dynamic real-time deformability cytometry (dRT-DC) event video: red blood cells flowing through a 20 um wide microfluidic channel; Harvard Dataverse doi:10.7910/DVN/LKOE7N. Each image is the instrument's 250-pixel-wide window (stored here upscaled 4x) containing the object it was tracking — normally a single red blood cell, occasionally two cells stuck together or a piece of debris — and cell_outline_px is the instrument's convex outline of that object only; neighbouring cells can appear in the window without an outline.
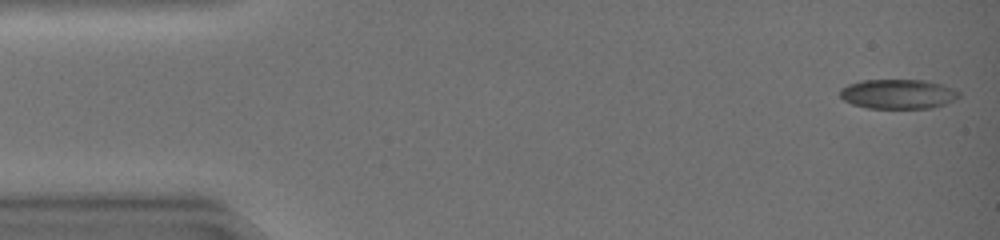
{"species": "common noctule bat (a hibernating species)", "species_latin": "Nyctalus noctula", "temperature_condition": "warm", "stored_images_in_passage": 44, "camera_frame_rate_fps": 3000, "um_per_image_px": 0.085, "animal": {"sex": "female", "body_mass_g": 19.0, "forearm_length_mm": 51.5}, "frame": {"image": 1, "passage_image": 1, "time_ms": 0.0, "image_size_px": [1000, 240], "cell_outline_px": [[960, 96], [944, 104], [932, 108], [868, 108], [852, 104], [844, 100], [840, 96], [840, 88], [848, 84], [860, 80], [924, 80], [944, 84], [960, 92]], "centroid_in_image_um": [76.32, 7.98], "position_along_channel_um": 8.7, "area_um2": 20.58}}
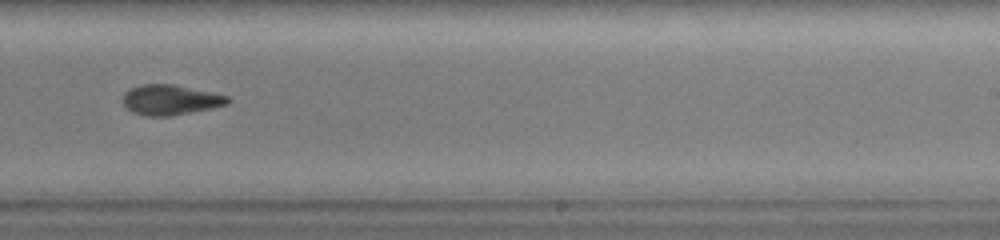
{"frame": {"image": 2, "passage_image": 28, "time_ms": 9.0, "image_size_px": [1000, 240], "cell_outline_px": [[232, 100], [228, 104], [212, 108], [168, 116], [148, 116], [132, 112], [124, 104], [124, 92], [140, 84], [172, 84], [212, 92], [228, 96]], "centroid_in_image_um": [14.51, 8.48], "position_along_channel_um": 274.5, "area_um2": 18.26}}
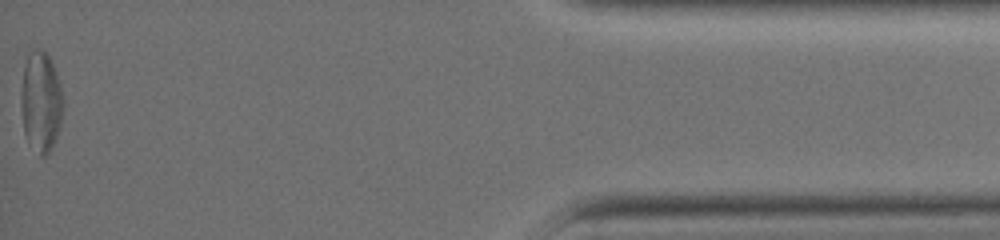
{"frame": {"image": 3, "passage_image": 44, "time_ms": 14.333, "image_size_px": [1000, 240], "cell_outline_px": [[64, 104], [60, 124], [56, 136], [48, 152], [44, 156], [40, 156], [28, 144], [24, 132], [20, 100], [20, 92], [24, 68], [28, 52], [32, 48], [44, 48], [52, 60], [60, 84], [64, 100]], "centroid_in_image_um": [3.47, 8.59], "position_along_channel_um": 431.7, "area_um2": 25.09}, "authors_computed_cell_mechanics": {"area_um2": 19.2763, "velocity_mm_per_s": 4.3483, "shape_relaxation_time_tau1_ms": 4.4213, "shape_relaxation_time_tau2_ms": 3.3736, "deformation_change_tau1": 0.1714, "deformation_change_tau2": 0.0922}}